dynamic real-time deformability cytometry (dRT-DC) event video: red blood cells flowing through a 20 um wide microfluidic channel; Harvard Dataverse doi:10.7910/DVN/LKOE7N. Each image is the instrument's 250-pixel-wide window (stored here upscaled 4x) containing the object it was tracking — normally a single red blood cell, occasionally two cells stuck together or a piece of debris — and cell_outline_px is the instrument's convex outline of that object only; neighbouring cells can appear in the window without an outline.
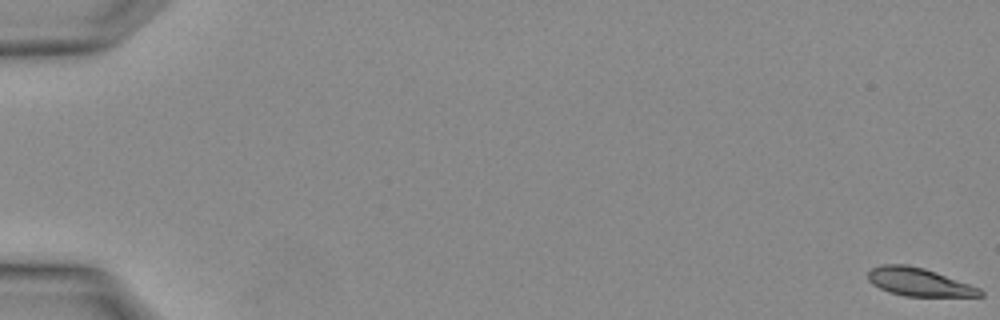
{"species": "Egyptian fruit bat (a non-hibernating species)", "species_latin": "Rousettus aegyptiacus", "temperature_condition": "warm", "stored_images_in_passage": 5, "camera_frame_rate_fps": 3000, "um_per_image_px": 0.085, "animal": {"sex": "female"}, "frame": {"image": 1, "passage_image": 1, "time_ms": 0.0, "image_size_px": [1000, 320], "cell_outline_px": [[984, 296], [904, 296], [888, 292], [872, 284], [868, 280], [868, 272], [872, 268], [880, 264], [904, 264], [924, 268], [936, 272], [980, 288], [984, 292]], "centroid_in_image_um": [78.09, 23.97], "position_along_channel_um": 6.9, "area_um2": 18.32}}
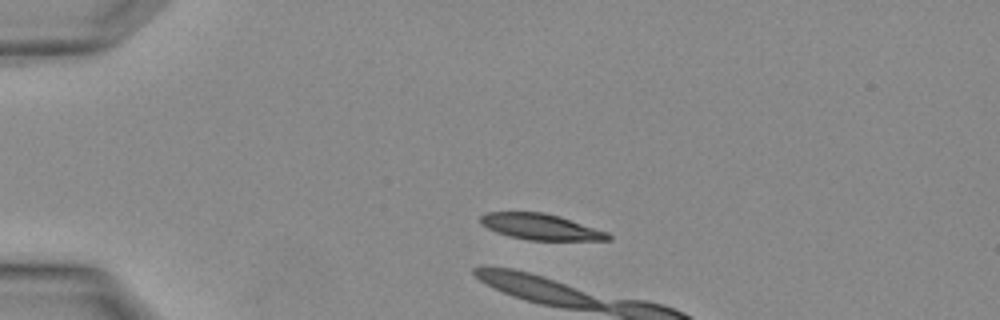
{"frame": {"image": 2, "passage_image": 3, "time_ms": 0.667, "image_size_px": [1000, 320], "cell_outline_px": [[612, 240], [528, 240], [508, 236], [496, 232], [480, 224], [480, 216], [488, 212], [544, 212], [560, 216], [608, 232], [612, 236]], "centroid_in_image_um": [45.96, 19.28], "position_along_channel_um": 39.0, "area_um2": 19.36}}